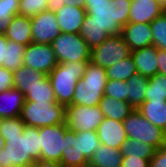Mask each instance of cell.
Instances as JSON below:
<instances>
[{"instance_id": "ffe728a7", "label": "cell", "mask_w": 166, "mask_h": 167, "mask_svg": "<svg viewBox=\"0 0 166 167\" xmlns=\"http://www.w3.org/2000/svg\"><path fill=\"white\" fill-rule=\"evenodd\" d=\"M5 37L10 41L26 46L32 43L31 19L29 17L15 15L5 32Z\"/></svg>"}, {"instance_id": "d6a6232c", "label": "cell", "mask_w": 166, "mask_h": 167, "mask_svg": "<svg viewBox=\"0 0 166 167\" xmlns=\"http://www.w3.org/2000/svg\"><path fill=\"white\" fill-rule=\"evenodd\" d=\"M100 145L97 131H80V153H83L88 161Z\"/></svg>"}, {"instance_id": "cb8c5ba5", "label": "cell", "mask_w": 166, "mask_h": 167, "mask_svg": "<svg viewBox=\"0 0 166 167\" xmlns=\"http://www.w3.org/2000/svg\"><path fill=\"white\" fill-rule=\"evenodd\" d=\"M99 107L104 117L118 121H123L134 109L128 102L105 95L99 102Z\"/></svg>"}, {"instance_id": "6da1fadb", "label": "cell", "mask_w": 166, "mask_h": 167, "mask_svg": "<svg viewBox=\"0 0 166 167\" xmlns=\"http://www.w3.org/2000/svg\"><path fill=\"white\" fill-rule=\"evenodd\" d=\"M132 0H85L87 15L82 26H96L110 36L122 32V27L129 23Z\"/></svg>"}, {"instance_id": "7dc6e473", "label": "cell", "mask_w": 166, "mask_h": 167, "mask_svg": "<svg viewBox=\"0 0 166 167\" xmlns=\"http://www.w3.org/2000/svg\"><path fill=\"white\" fill-rule=\"evenodd\" d=\"M158 1L161 3L162 7L166 10V0H158Z\"/></svg>"}, {"instance_id": "ba28073f", "label": "cell", "mask_w": 166, "mask_h": 167, "mask_svg": "<svg viewBox=\"0 0 166 167\" xmlns=\"http://www.w3.org/2000/svg\"><path fill=\"white\" fill-rule=\"evenodd\" d=\"M131 55L121 34L112 35L91 50L90 62L106 69Z\"/></svg>"}, {"instance_id": "ee69618b", "label": "cell", "mask_w": 166, "mask_h": 167, "mask_svg": "<svg viewBox=\"0 0 166 167\" xmlns=\"http://www.w3.org/2000/svg\"><path fill=\"white\" fill-rule=\"evenodd\" d=\"M61 4L64 6L72 7V6H77L84 8L85 6V0H61Z\"/></svg>"}, {"instance_id": "7bdbcfd3", "label": "cell", "mask_w": 166, "mask_h": 167, "mask_svg": "<svg viewBox=\"0 0 166 167\" xmlns=\"http://www.w3.org/2000/svg\"><path fill=\"white\" fill-rule=\"evenodd\" d=\"M7 42L8 39L5 37V34H0V66L5 62Z\"/></svg>"}, {"instance_id": "7402d4cb", "label": "cell", "mask_w": 166, "mask_h": 167, "mask_svg": "<svg viewBox=\"0 0 166 167\" xmlns=\"http://www.w3.org/2000/svg\"><path fill=\"white\" fill-rule=\"evenodd\" d=\"M137 110L153 125L166 132V101H144Z\"/></svg>"}, {"instance_id": "8fae6325", "label": "cell", "mask_w": 166, "mask_h": 167, "mask_svg": "<svg viewBox=\"0 0 166 167\" xmlns=\"http://www.w3.org/2000/svg\"><path fill=\"white\" fill-rule=\"evenodd\" d=\"M58 64L51 44L30 43L24 51L23 66L48 75Z\"/></svg>"}, {"instance_id": "83f0119b", "label": "cell", "mask_w": 166, "mask_h": 167, "mask_svg": "<svg viewBox=\"0 0 166 167\" xmlns=\"http://www.w3.org/2000/svg\"><path fill=\"white\" fill-rule=\"evenodd\" d=\"M25 48L26 45L8 40L5 62H3L2 66L12 72L23 66Z\"/></svg>"}, {"instance_id": "277c9868", "label": "cell", "mask_w": 166, "mask_h": 167, "mask_svg": "<svg viewBox=\"0 0 166 167\" xmlns=\"http://www.w3.org/2000/svg\"><path fill=\"white\" fill-rule=\"evenodd\" d=\"M88 62H69L58 63L56 67L48 74L51 82L56 102L62 105L72 103L75 86L78 80L85 73Z\"/></svg>"}, {"instance_id": "d6986e66", "label": "cell", "mask_w": 166, "mask_h": 167, "mask_svg": "<svg viewBox=\"0 0 166 167\" xmlns=\"http://www.w3.org/2000/svg\"><path fill=\"white\" fill-rule=\"evenodd\" d=\"M26 101L25 95L16 88L0 93V116L3 119L19 117Z\"/></svg>"}, {"instance_id": "ac0fdd59", "label": "cell", "mask_w": 166, "mask_h": 167, "mask_svg": "<svg viewBox=\"0 0 166 167\" xmlns=\"http://www.w3.org/2000/svg\"><path fill=\"white\" fill-rule=\"evenodd\" d=\"M137 73L150 78L158 74L157 48L152 45L131 51Z\"/></svg>"}, {"instance_id": "2e32d148", "label": "cell", "mask_w": 166, "mask_h": 167, "mask_svg": "<svg viewBox=\"0 0 166 167\" xmlns=\"http://www.w3.org/2000/svg\"><path fill=\"white\" fill-rule=\"evenodd\" d=\"M60 163L64 167H86L89 161L80 153V132L67 130Z\"/></svg>"}, {"instance_id": "52a82bcc", "label": "cell", "mask_w": 166, "mask_h": 167, "mask_svg": "<svg viewBox=\"0 0 166 167\" xmlns=\"http://www.w3.org/2000/svg\"><path fill=\"white\" fill-rule=\"evenodd\" d=\"M51 46L58 63L90 62L91 49L80 34L61 32Z\"/></svg>"}, {"instance_id": "b9f144b4", "label": "cell", "mask_w": 166, "mask_h": 167, "mask_svg": "<svg viewBox=\"0 0 166 167\" xmlns=\"http://www.w3.org/2000/svg\"><path fill=\"white\" fill-rule=\"evenodd\" d=\"M32 167H64L60 162L50 161V160H36Z\"/></svg>"}, {"instance_id": "74e56055", "label": "cell", "mask_w": 166, "mask_h": 167, "mask_svg": "<svg viewBox=\"0 0 166 167\" xmlns=\"http://www.w3.org/2000/svg\"><path fill=\"white\" fill-rule=\"evenodd\" d=\"M10 88H14L13 72L0 66V93Z\"/></svg>"}, {"instance_id": "7c38bea8", "label": "cell", "mask_w": 166, "mask_h": 167, "mask_svg": "<svg viewBox=\"0 0 166 167\" xmlns=\"http://www.w3.org/2000/svg\"><path fill=\"white\" fill-rule=\"evenodd\" d=\"M30 19L33 43L51 44L61 33L55 12L47 10Z\"/></svg>"}, {"instance_id": "e0dca14e", "label": "cell", "mask_w": 166, "mask_h": 167, "mask_svg": "<svg viewBox=\"0 0 166 167\" xmlns=\"http://www.w3.org/2000/svg\"><path fill=\"white\" fill-rule=\"evenodd\" d=\"M87 15L85 8L64 5L55 12L60 31L63 33L79 34L84 18Z\"/></svg>"}, {"instance_id": "bcb514c9", "label": "cell", "mask_w": 166, "mask_h": 167, "mask_svg": "<svg viewBox=\"0 0 166 167\" xmlns=\"http://www.w3.org/2000/svg\"><path fill=\"white\" fill-rule=\"evenodd\" d=\"M4 146H5V139L0 134V151L4 148Z\"/></svg>"}, {"instance_id": "484cf974", "label": "cell", "mask_w": 166, "mask_h": 167, "mask_svg": "<svg viewBox=\"0 0 166 167\" xmlns=\"http://www.w3.org/2000/svg\"><path fill=\"white\" fill-rule=\"evenodd\" d=\"M155 148L145 142L128 138L122 143L121 154L123 156L151 159L155 153Z\"/></svg>"}, {"instance_id": "44dd1931", "label": "cell", "mask_w": 166, "mask_h": 167, "mask_svg": "<svg viewBox=\"0 0 166 167\" xmlns=\"http://www.w3.org/2000/svg\"><path fill=\"white\" fill-rule=\"evenodd\" d=\"M47 77L48 75L42 74L39 71L20 66L13 72V85L14 88L26 95L37 84L43 83Z\"/></svg>"}, {"instance_id": "3957f363", "label": "cell", "mask_w": 166, "mask_h": 167, "mask_svg": "<svg viewBox=\"0 0 166 167\" xmlns=\"http://www.w3.org/2000/svg\"><path fill=\"white\" fill-rule=\"evenodd\" d=\"M108 78L101 66L88 62L85 73L78 80L71 104L94 107L104 96L105 86Z\"/></svg>"}, {"instance_id": "d4e9b609", "label": "cell", "mask_w": 166, "mask_h": 167, "mask_svg": "<svg viewBox=\"0 0 166 167\" xmlns=\"http://www.w3.org/2000/svg\"><path fill=\"white\" fill-rule=\"evenodd\" d=\"M127 102L137 109L145 101L148 78L138 73L131 76L127 81Z\"/></svg>"}, {"instance_id": "5bb4252c", "label": "cell", "mask_w": 166, "mask_h": 167, "mask_svg": "<svg viewBox=\"0 0 166 167\" xmlns=\"http://www.w3.org/2000/svg\"><path fill=\"white\" fill-rule=\"evenodd\" d=\"M97 134L101 144L115 149H121L127 139L123 121L106 117L98 126Z\"/></svg>"}, {"instance_id": "9c48e42d", "label": "cell", "mask_w": 166, "mask_h": 167, "mask_svg": "<svg viewBox=\"0 0 166 167\" xmlns=\"http://www.w3.org/2000/svg\"><path fill=\"white\" fill-rule=\"evenodd\" d=\"M103 119V112L99 105L87 107L69 104L66 106L65 124L69 130L74 132L97 131Z\"/></svg>"}, {"instance_id": "ab89813d", "label": "cell", "mask_w": 166, "mask_h": 167, "mask_svg": "<svg viewBox=\"0 0 166 167\" xmlns=\"http://www.w3.org/2000/svg\"><path fill=\"white\" fill-rule=\"evenodd\" d=\"M150 159L123 156L121 167H149Z\"/></svg>"}, {"instance_id": "60d3db41", "label": "cell", "mask_w": 166, "mask_h": 167, "mask_svg": "<svg viewBox=\"0 0 166 167\" xmlns=\"http://www.w3.org/2000/svg\"><path fill=\"white\" fill-rule=\"evenodd\" d=\"M158 73L166 76V50L157 49Z\"/></svg>"}, {"instance_id": "4dcf8cb0", "label": "cell", "mask_w": 166, "mask_h": 167, "mask_svg": "<svg viewBox=\"0 0 166 167\" xmlns=\"http://www.w3.org/2000/svg\"><path fill=\"white\" fill-rule=\"evenodd\" d=\"M20 0H0V34H5L11 19L18 15Z\"/></svg>"}, {"instance_id": "681fc988", "label": "cell", "mask_w": 166, "mask_h": 167, "mask_svg": "<svg viewBox=\"0 0 166 167\" xmlns=\"http://www.w3.org/2000/svg\"><path fill=\"white\" fill-rule=\"evenodd\" d=\"M3 121H4V119L0 116V131H1V127H2Z\"/></svg>"}, {"instance_id": "30bf717a", "label": "cell", "mask_w": 166, "mask_h": 167, "mask_svg": "<svg viewBox=\"0 0 166 167\" xmlns=\"http://www.w3.org/2000/svg\"><path fill=\"white\" fill-rule=\"evenodd\" d=\"M65 123L39 128L40 159L60 162L65 146Z\"/></svg>"}, {"instance_id": "7a4b0ae2", "label": "cell", "mask_w": 166, "mask_h": 167, "mask_svg": "<svg viewBox=\"0 0 166 167\" xmlns=\"http://www.w3.org/2000/svg\"><path fill=\"white\" fill-rule=\"evenodd\" d=\"M3 138L5 146L0 151L1 167L11 164L30 166L40 159L39 128L25 125L23 133Z\"/></svg>"}, {"instance_id": "4316f807", "label": "cell", "mask_w": 166, "mask_h": 167, "mask_svg": "<svg viewBox=\"0 0 166 167\" xmlns=\"http://www.w3.org/2000/svg\"><path fill=\"white\" fill-rule=\"evenodd\" d=\"M108 80L127 81L131 76L137 73L136 66L132 56H128L105 69Z\"/></svg>"}, {"instance_id": "836d02e7", "label": "cell", "mask_w": 166, "mask_h": 167, "mask_svg": "<svg viewBox=\"0 0 166 167\" xmlns=\"http://www.w3.org/2000/svg\"><path fill=\"white\" fill-rule=\"evenodd\" d=\"M79 34L91 50L110 37L105 30L96 26H81Z\"/></svg>"}, {"instance_id": "5b68a950", "label": "cell", "mask_w": 166, "mask_h": 167, "mask_svg": "<svg viewBox=\"0 0 166 167\" xmlns=\"http://www.w3.org/2000/svg\"><path fill=\"white\" fill-rule=\"evenodd\" d=\"M66 106L58 102L25 101L20 118L27 126L44 127L65 123Z\"/></svg>"}, {"instance_id": "9a60e30c", "label": "cell", "mask_w": 166, "mask_h": 167, "mask_svg": "<svg viewBox=\"0 0 166 167\" xmlns=\"http://www.w3.org/2000/svg\"><path fill=\"white\" fill-rule=\"evenodd\" d=\"M165 11L158 0H132L129 12V23L150 24Z\"/></svg>"}, {"instance_id": "603a6c76", "label": "cell", "mask_w": 166, "mask_h": 167, "mask_svg": "<svg viewBox=\"0 0 166 167\" xmlns=\"http://www.w3.org/2000/svg\"><path fill=\"white\" fill-rule=\"evenodd\" d=\"M123 155L120 149L101 144L89 161L93 167H121Z\"/></svg>"}, {"instance_id": "f546056e", "label": "cell", "mask_w": 166, "mask_h": 167, "mask_svg": "<svg viewBox=\"0 0 166 167\" xmlns=\"http://www.w3.org/2000/svg\"><path fill=\"white\" fill-rule=\"evenodd\" d=\"M26 101L33 102H56L55 94L49 78L47 77L43 83L37 84L25 95Z\"/></svg>"}, {"instance_id": "8992f818", "label": "cell", "mask_w": 166, "mask_h": 167, "mask_svg": "<svg viewBox=\"0 0 166 167\" xmlns=\"http://www.w3.org/2000/svg\"><path fill=\"white\" fill-rule=\"evenodd\" d=\"M126 135L128 138L143 141L155 149L166 144V132L153 125L148 119L140 114L137 109L123 120Z\"/></svg>"}, {"instance_id": "d590c367", "label": "cell", "mask_w": 166, "mask_h": 167, "mask_svg": "<svg viewBox=\"0 0 166 167\" xmlns=\"http://www.w3.org/2000/svg\"><path fill=\"white\" fill-rule=\"evenodd\" d=\"M104 95L113 97L119 101L127 102V83L126 81L108 80Z\"/></svg>"}, {"instance_id": "f35d334b", "label": "cell", "mask_w": 166, "mask_h": 167, "mask_svg": "<svg viewBox=\"0 0 166 167\" xmlns=\"http://www.w3.org/2000/svg\"><path fill=\"white\" fill-rule=\"evenodd\" d=\"M149 167H166V144L155 150Z\"/></svg>"}, {"instance_id": "f1b7e54d", "label": "cell", "mask_w": 166, "mask_h": 167, "mask_svg": "<svg viewBox=\"0 0 166 167\" xmlns=\"http://www.w3.org/2000/svg\"><path fill=\"white\" fill-rule=\"evenodd\" d=\"M145 101H166V76L157 74L148 78Z\"/></svg>"}, {"instance_id": "c3c4849f", "label": "cell", "mask_w": 166, "mask_h": 167, "mask_svg": "<svg viewBox=\"0 0 166 167\" xmlns=\"http://www.w3.org/2000/svg\"><path fill=\"white\" fill-rule=\"evenodd\" d=\"M6 167H32V166L31 165L30 166H22V165L11 164V165L6 166Z\"/></svg>"}, {"instance_id": "f6af8a7d", "label": "cell", "mask_w": 166, "mask_h": 167, "mask_svg": "<svg viewBox=\"0 0 166 167\" xmlns=\"http://www.w3.org/2000/svg\"><path fill=\"white\" fill-rule=\"evenodd\" d=\"M47 7L48 10L56 12L57 10L61 9L63 5L61 4V0H48Z\"/></svg>"}, {"instance_id": "8d00e7d4", "label": "cell", "mask_w": 166, "mask_h": 167, "mask_svg": "<svg viewBox=\"0 0 166 167\" xmlns=\"http://www.w3.org/2000/svg\"><path fill=\"white\" fill-rule=\"evenodd\" d=\"M25 128V124L19 117L4 119L0 134L3 137H14L21 133Z\"/></svg>"}, {"instance_id": "1f68e13d", "label": "cell", "mask_w": 166, "mask_h": 167, "mask_svg": "<svg viewBox=\"0 0 166 167\" xmlns=\"http://www.w3.org/2000/svg\"><path fill=\"white\" fill-rule=\"evenodd\" d=\"M153 45L157 49L166 50V11L151 23Z\"/></svg>"}, {"instance_id": "e575fe53", "label": "cell", "mask_w": 166, "mask_h": 167, "mask_svg": "<svg viewBox=\"0 0 166 167\" xmlns=\"http://www.w3.org/2000/svg\"><path fill=\"white\" fill-rule=\"evenodd\" d=\"M48 0H20L18 15L32 18L48 10Z\"/></svg>"}, {"instance_id": "4fadbf2b", "label": "cell", "mask_w": 166, "mask_h": 167, "mask_svg": "<svg viewBox=\"0 0 166 167\" xmlns=\"http://www.w3.org/2000/svg\"><path fill=\"white\" fill-rule=\"evenodd\" d=\"M151 25L148 23H128L122 27L121 35L131 51L153 45Z\"/></svg>"}]
</instances>
